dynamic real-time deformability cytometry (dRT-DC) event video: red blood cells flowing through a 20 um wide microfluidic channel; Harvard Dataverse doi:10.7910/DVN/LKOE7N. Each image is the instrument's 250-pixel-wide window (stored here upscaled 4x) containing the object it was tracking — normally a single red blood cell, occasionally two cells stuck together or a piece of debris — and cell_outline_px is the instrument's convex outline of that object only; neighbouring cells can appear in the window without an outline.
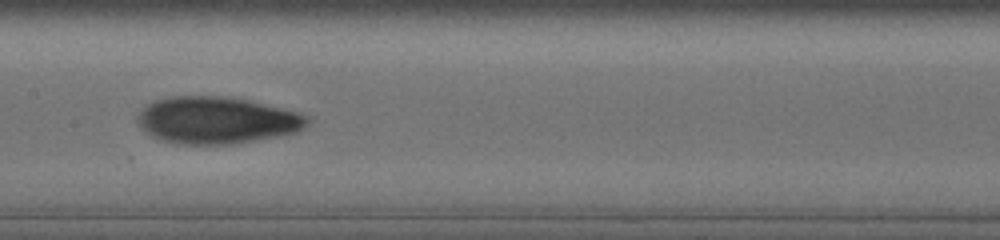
{"species": "human", "species_latin": "Homo sapiens", "temperature_condition": "cold", "stored_images_in_passage": 10, "camera_frame_rate_fps": 3000, "um_per_image_px": 0.085, "donor": {"sex": "male"}, "frame": {"image": 1, "passage_image": 9, "time_ms": 5.333, "image_size_px": [1000, 240], "cell_outline_px": [[312, 120], [304, 128], [296, 132], [280, 136], [232, 144], [180, 144], [160, 140], [144, 132], [136, 120], [140, 112], [148, 104], [156, 100], [172, 96], [220, 96], [248, 100], [300, 112], [308, 116]], "centroid_in_image_um": [18.45, 10.23], "position_along_channel_um": 188.9, "area_um2": 46.59}}